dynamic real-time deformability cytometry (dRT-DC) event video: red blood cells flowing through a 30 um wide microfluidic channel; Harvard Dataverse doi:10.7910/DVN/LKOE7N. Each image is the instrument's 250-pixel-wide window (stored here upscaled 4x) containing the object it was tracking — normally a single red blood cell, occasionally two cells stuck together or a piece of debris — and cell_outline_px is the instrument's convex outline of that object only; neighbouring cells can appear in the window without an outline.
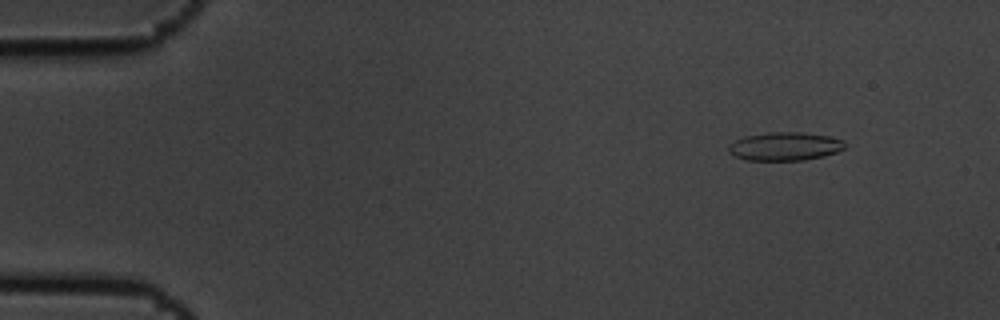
{"species": "common noctule bat (a hibernating species)", "species_latin": "Nyctalus noctula", "temperature_condition": "cold", "stored_images_in_passage": 8, "camera_frame_rate_fps": 3000, "um_per_image_px": 0.085, "animal": {"sex": "male", "body_mass_g": 19.5, "forearm_length_mm": 54.6}, "frame": {"image": 1, "passage_image": 2, "time_ms": 0.333, "image_size_px": [1000, 320], "cell_outline_px": [[844, 148], [836, 152], [824, 156], [804, 160], [744, 160], [728, 152], [728, 144], [744, 136], [768, 132], [800, 132], [828, 136], [844, 140]], "centroid_in_image_um": [66.68, 12.44], "position_along_channel_um": 18.3, "area_um2": 19.25}}
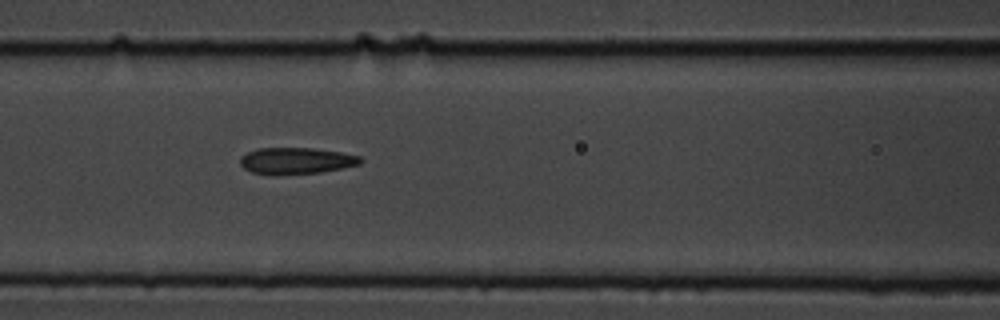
{"frame": {"image": 2, "passage_image": 7, "time_ms": 2.0, "image_size_px": [1000, 320], "cell_outline_px": [[364, 160], [360, 164], [320, 172], [272, 176], [252, 172], [244, 168], [240, 164], [240, 156], [256, 148], [312, 148], [340, 152], [360, 156]], "centroid_in_image_um": [25.14, 13.67], "position_along_channel_um": 141.5, "area_um2": 18.73}}
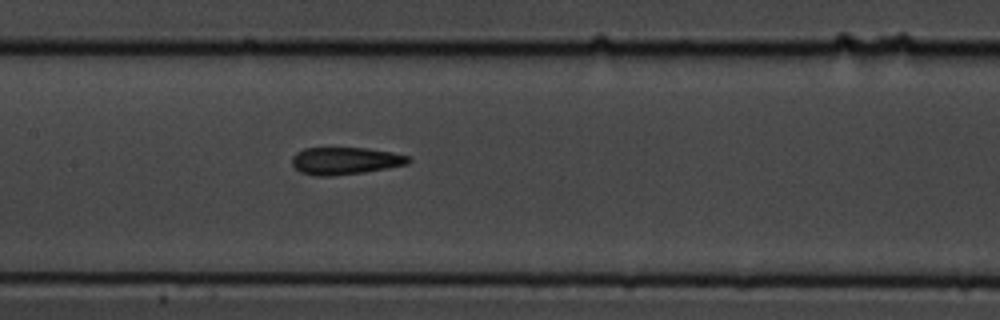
{"frame": {"image": 3, "passage_image": 8, "time_ms": 2.333, "image_size_px": [1000, 320], "cell_outline_px": [[412, 160], [408, 164], [388, 168], [364, 172], [332, 176], [316, 176], [300, 172], [292, 164], [292, 156], [296, 152], [304, 148], [368, 148], [392, 152], [408, 156]], "centroid_in_image_um": [29.34, 13.67], "position_along_channel_um": 178.1, "area_um2": 18.61}}